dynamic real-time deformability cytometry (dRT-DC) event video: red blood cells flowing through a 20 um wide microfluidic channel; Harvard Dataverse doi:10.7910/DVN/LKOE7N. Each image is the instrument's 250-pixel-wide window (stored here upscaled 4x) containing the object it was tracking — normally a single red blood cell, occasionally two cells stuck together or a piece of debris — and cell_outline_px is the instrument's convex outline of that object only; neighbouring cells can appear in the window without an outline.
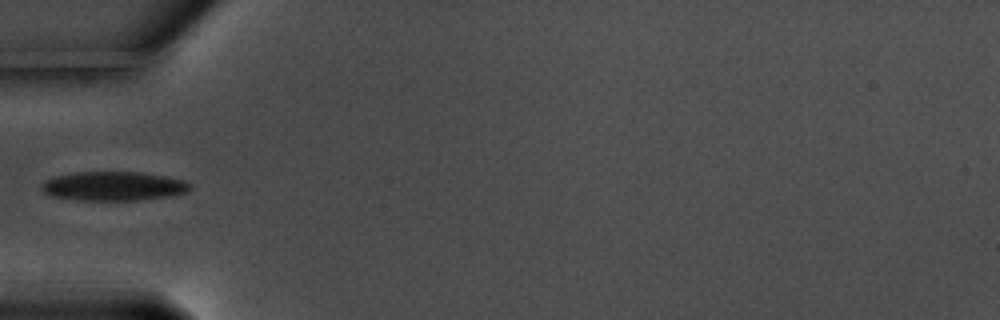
{"species": "common noctule bat (a hibernating species)", "species_latin": "Nyctalus noctula", "temperature_condition": "warm", "stored_images_in_passage": 23, "camera_frame_rate_fps": 3000, "um_per_image_px": 0.085, "animal": {"sex": "male", "body_mass_g": 17.5, "forearm_length_mm": 52.3}, "frame": {"image": 1, "passage_image": 1, "time_ms": 0.0, "image_size_px": [1000, 320], "cell_outline_px": [[192, 188], [184, 192], [168, 196], [136, 200], [80, 200], [52, 196], [44, 192], [40, 188], [44, 180], [52, 176], [76, 172], [144, 172], [168, 176], [184, 180], [192, 184]], "centroid_in_image_um": [9.64, 15.8], "position_along_channel_um": 75.4, "area_um2": 25.32}}
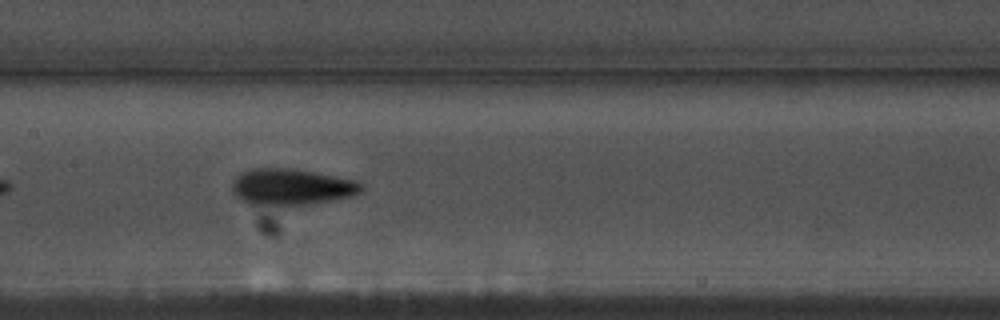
{"frame": {"image": 2, "passage_image": 10, "time_ms": 3.0, "image_size_px": [1000, 320], "cell_outline_px": [[364, 188], [360, 192], [352, 196], [288, 208], [280, 208], [248, 204], [236, 196], [232, 192], [232, 180], [240, 172], [252, 168], [292, 168], [356, 180], [364, 184]], "centroid_in_image_um": [24.73, 15.92], "position_along_channel_um": 182.7, "area_um2": 28.26}}
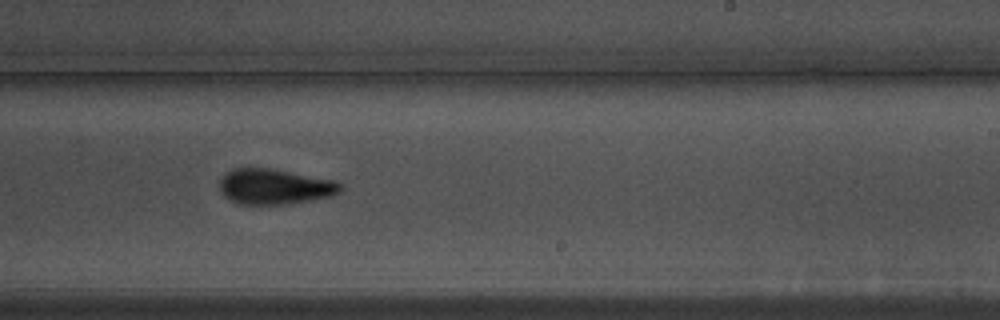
{"frame": {"image": 3, "passage_image": 17, "time_ms": 5.333, "image_size_px": [1000, 320], "cell_outline_px": [[340, 192], [332, 196], [288, 204], [240, 204], [228, 200], [220, 192], [220, 180], [232, 168], [268, 168], [336, 180], [340, 184]], "centroid_in_image_um": [23.33, 15.87], "position_along_channel_um": 265.7, "area_um2": 24.85}}